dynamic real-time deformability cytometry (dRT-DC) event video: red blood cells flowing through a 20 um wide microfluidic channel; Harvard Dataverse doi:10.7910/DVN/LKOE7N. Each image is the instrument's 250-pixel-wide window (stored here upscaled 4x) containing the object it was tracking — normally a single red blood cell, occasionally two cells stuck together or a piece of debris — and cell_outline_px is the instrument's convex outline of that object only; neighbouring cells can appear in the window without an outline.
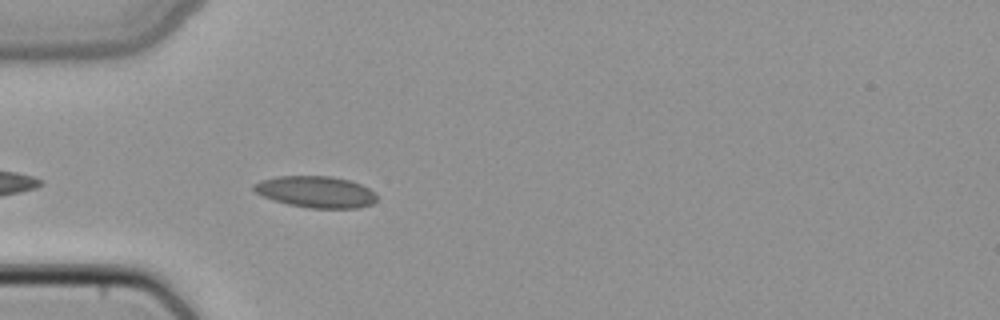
{"species": "common noctule bat (a hibernating species)", "species_latin": "Nyctalus noctula", "temperature_condition": "cold", "stored_images_in_passage": 6, "camera_frame_rate_fps": 3000, "um_per_image_px": 0.085, "animal": {"sex": "female", "body_mass_g": 22.7, "forearm_length_mm": 54.2}, "frame": {"image": 1, "passage_image": 3, "time_ms": 0.667, "image_size_px": [1000, 320], "cell_outline_px": [[376, 200], [372, 204], [356, 208], [308, 208], [288, 204], [264, 196], [256, 192], [252, 188], [252, 184], [260, 180], [276, 176], [332, 176], [348, 180], [360, 184], [376, 192]], "centroid_in_image_um": [26.85, 16.3], "position_along_channel_um": 58.2, "area_um2": 22.54}}